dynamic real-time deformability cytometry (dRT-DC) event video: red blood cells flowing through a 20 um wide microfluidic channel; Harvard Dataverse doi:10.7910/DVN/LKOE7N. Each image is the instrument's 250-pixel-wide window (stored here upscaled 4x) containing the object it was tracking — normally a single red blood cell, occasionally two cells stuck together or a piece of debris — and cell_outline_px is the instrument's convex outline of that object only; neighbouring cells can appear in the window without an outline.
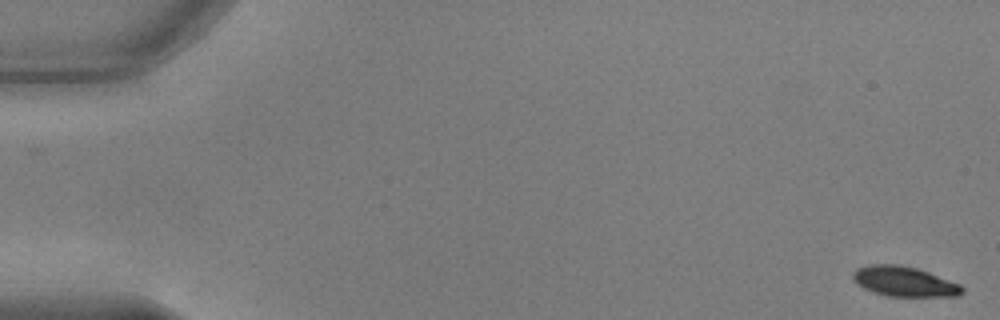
{"species": "common noctule bat (a hibernating species)", "species_latin": "Nyctalus noctula", "temperature_condition": "warm", "stored_images_in_passage": 53, "camera_frame_rate_fps": 3000, "um_per_image_px": 0.085, "animal": {"sex": "male", "body_mass_g": 17.9, "forearm_length_mm": 54.2}, "frame": {"image": 1, "passage_image": 1, "time_ms": 0.0, "image_size_px": [1000, 320], "cell_outline_px": [[964, 292], [956, 296], [888, 296], [872, 292], [856, 284], [852, 280], [852, 272], [856, 268], [868, 264], [896, 264], [916, 268], [928, 272], [960, 284], [964, 288]], "centroid_in_image_um": [76.81, 23.92], "position_along_channel_um": 8.2, "area_um2": 19.19}}
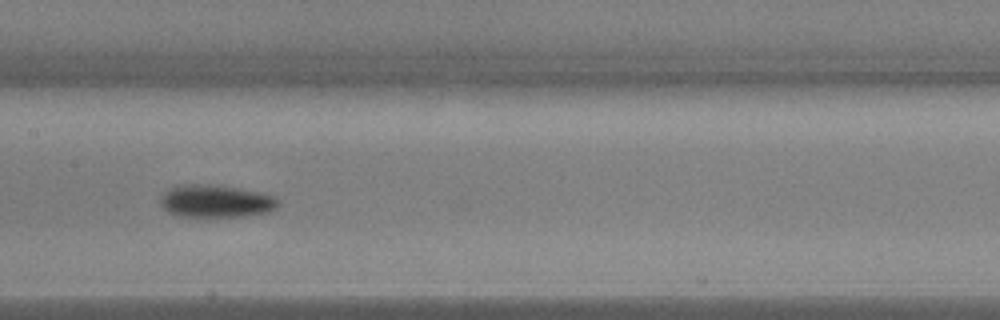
{"frame": {"image": 2, "passage_image": 27, "time_ms": 8.667, "image_size_px": [1000, 320], "cell_outline_px": [[280, 204], [276, 208], [268, 212], [244, 216], [176, 216], [168, 212], [160, 204], [160, 196], [168, 188], [180, 184], [220, 184], [260, 192], [272, 196]], "centroid_in_image_um": [18.3, 17.08], "position_along_channel_um": 189.1, "area_um2": 22.6}}
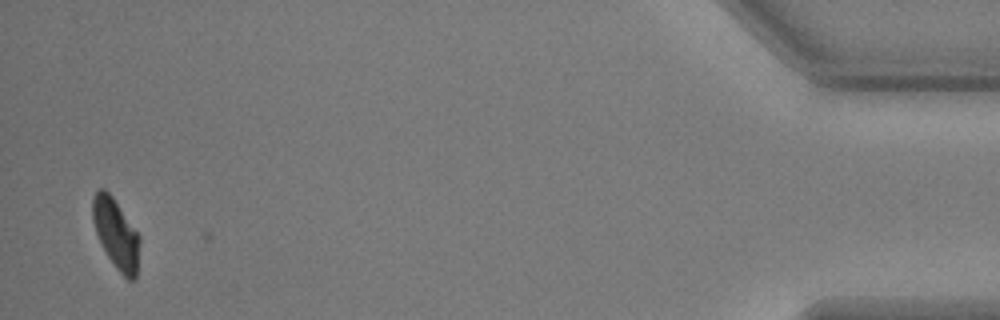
{"frame": {"image": 3, "passage_image": 52, "time_ms": 17.0, "image_size_px": [1000, 320], "cell_outline_px": [[140, 240], [136, 276], [132, 280], [128, 280], [116, 268], [100, 244], [92, 220], [92, 200], [96, 192], [100, 188], [104, 188], [112, 196], [140, 236]], "centroid_in_image_um": [9.85, 19.86], "position_along_channel_um": 425.4, "area_um2": 18.96}, "authors_computed_cell_mechanics": {"area_um2": 20.9814, "velocity_mm_per_s": 3.8174, "shape_relaxation_time_tau1_ms": 2.1058, "shape_relaxation_time_tau2_ms": null, "deformation_change_tau1": 0.1367, "deformation_change_tau2": null}}